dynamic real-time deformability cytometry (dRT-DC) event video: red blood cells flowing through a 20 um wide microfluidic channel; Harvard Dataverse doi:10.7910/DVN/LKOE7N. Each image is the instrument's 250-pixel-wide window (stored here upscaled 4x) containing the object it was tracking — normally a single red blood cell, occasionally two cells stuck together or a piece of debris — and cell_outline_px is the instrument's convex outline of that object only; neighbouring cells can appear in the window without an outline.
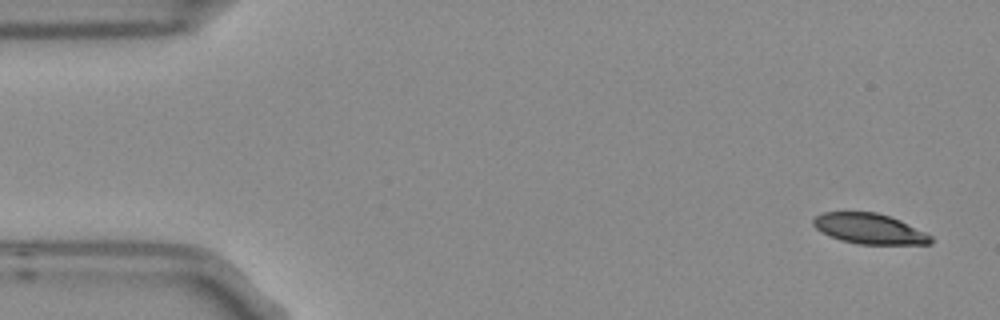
{"species": "Egyptian fruit bat (a non-hibernating species)", "species_latin": "Rousettus aegyptiacus", "temperature_condition": "room temperature", "stored_images_in_passage": 4, "camera_frame_rate_fps": 3000, "um_per_image_px": 0.085, "frame": {"image": 1, "passage_image": 1, "time_ms": 0.0, "image_size_px": [1000, 320], "cell_outline_px": [[932, 244], [856, 244], [840, 240], [816, 228], [812, 224], [812, 220], [816, 216], [824, 212], [876, 212], [900, 220], [932, 236]], "centroid_in_image_um": [73.9, 19.44], "position_along_channel_um": 11.1, "area_um2": 20.58}}